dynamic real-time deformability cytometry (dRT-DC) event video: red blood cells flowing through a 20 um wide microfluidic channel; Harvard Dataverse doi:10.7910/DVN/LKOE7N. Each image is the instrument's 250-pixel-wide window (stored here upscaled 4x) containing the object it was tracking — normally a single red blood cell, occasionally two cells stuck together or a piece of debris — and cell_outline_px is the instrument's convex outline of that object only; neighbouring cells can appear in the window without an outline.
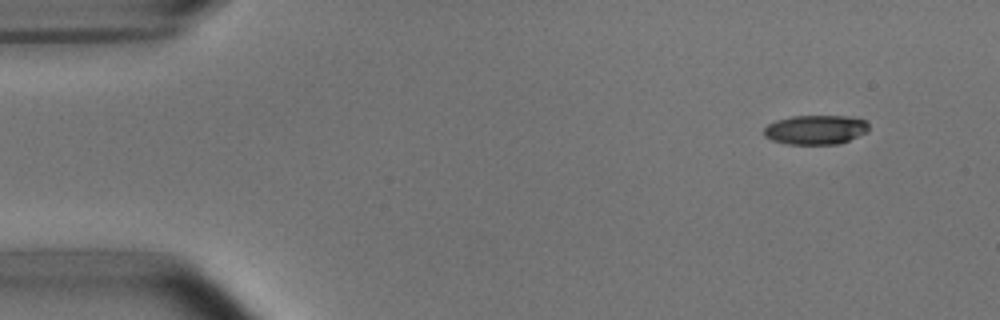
{"species": "common noctule bat (a hibernating species)", "species_latin": "Nyctalus noctula", "temperature_condition": "room temperature", "stored_images_in_passage": 2, "camera_frame_rate_fps": 3000, "um_per_image_px": 0.085, "animal": {"sex": "male", "body_mass_g": 15.6}, "frame": {"image": 1, "passage_image": 1, "time_ms": 0.0, "image_size_px": [1000, 320], "cell_outline_px": [[868, 132], [840, 144], [788, 144], [772, 140], [764, 136], [764, 128], [768, 124], [776, 120], [792, 116], [848, 116], [864, 120], [868, 124]], "centroid_in_image_um": [69.33, 11.03], "position_along_channel_um": 15.7, "area_um2": 17.98}}